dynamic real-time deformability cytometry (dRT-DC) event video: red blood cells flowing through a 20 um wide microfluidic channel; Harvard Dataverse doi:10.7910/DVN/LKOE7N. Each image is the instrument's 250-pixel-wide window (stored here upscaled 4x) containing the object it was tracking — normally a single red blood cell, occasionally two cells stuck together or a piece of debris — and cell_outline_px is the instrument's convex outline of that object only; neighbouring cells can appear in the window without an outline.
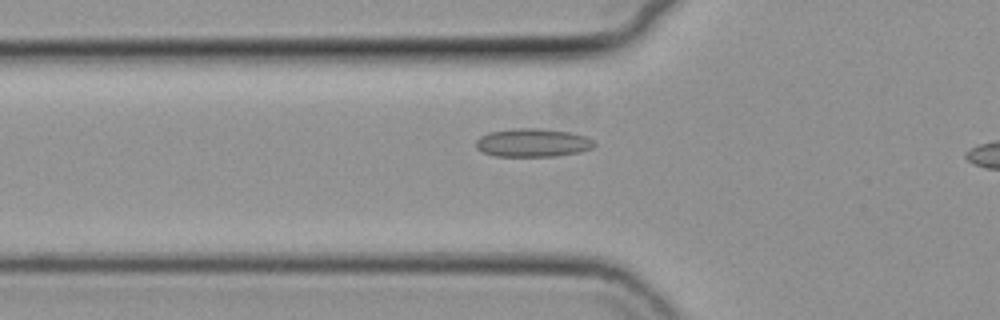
{"species": "common noctule bat (a hibernating species)", "species_latin": "Nyctalus noctula", "temperature_condition": "cold", "stored_images_in_passage": 41, "camera_frame_rate_fps": 3000, "um_per_image_px": 0.085, "animal": {"sex": "female", "body_mass_g": 19.3, "forearm_length_mm": 54.1}, "frame": {"image": 1, "passage_image": 12, "time_ms": 3.667, "image_size_px": [1000, 320], "cell_outline_px": [[596, 144], [592, 148], [580, 152], [556, 156], [496, 156], [484, 152], [476, 148], [476, 140], [480, 136], [488, 132], [516, 128], [540, 128], [568, 132], [584, 136], [592, 140]], "centroid_in_image_um": [45.26, 12.13], "position_along_channel_um": 80.5, "area_um2": 19.48}}
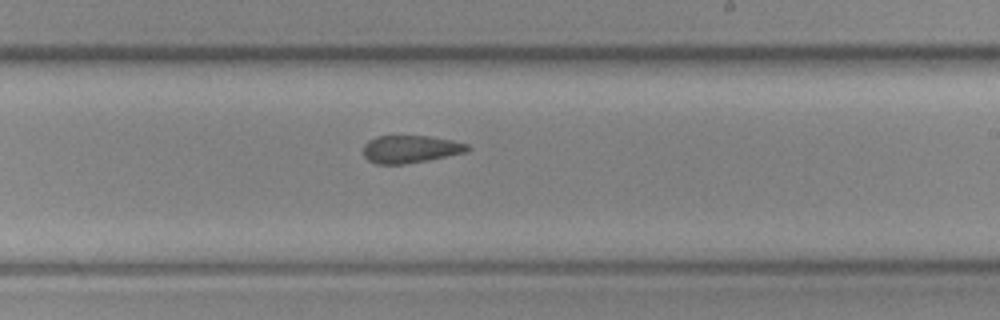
{"frame": {"image": 2, "passage_image": 26, "time_ms": 8.333, "image_size_px": [1000, 320], "cell_outline_px": [[472, 148], [468, 152], [428, 160], [404, 164], [376, 164], [368, 160], [364, 156], [364, 144], [368, 140], [376, 136], [428, 136], [452, 140], [468, 144]], "centroid_in_image_um": [34.91, 12.67], "position_along_channel_um": 254.1, "area_um2": 16.88}}
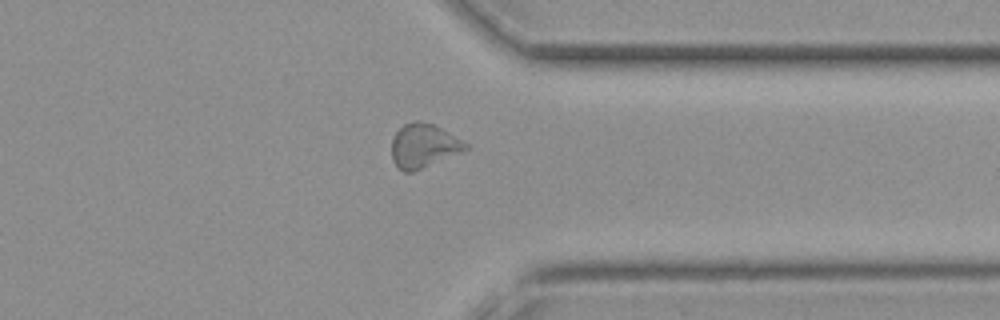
{"frame": {"image": 3, "passage_image": 36, "time_ms": 11.667, "image_size_px": [1000, 320], "cell_outline_px": [[468, 148], [460, 152], [412, 172], [404, 172], [396, 168], [392, 160], [392, 140], [396, 132], [404, 124], [416, 120], [420, 120], [432, 124], [464, 140], [468, 144]], "centroid_in_image_um": [35.97, 12.39], "position_along_channel_um": 375.4, "area_um2": 18.79}}